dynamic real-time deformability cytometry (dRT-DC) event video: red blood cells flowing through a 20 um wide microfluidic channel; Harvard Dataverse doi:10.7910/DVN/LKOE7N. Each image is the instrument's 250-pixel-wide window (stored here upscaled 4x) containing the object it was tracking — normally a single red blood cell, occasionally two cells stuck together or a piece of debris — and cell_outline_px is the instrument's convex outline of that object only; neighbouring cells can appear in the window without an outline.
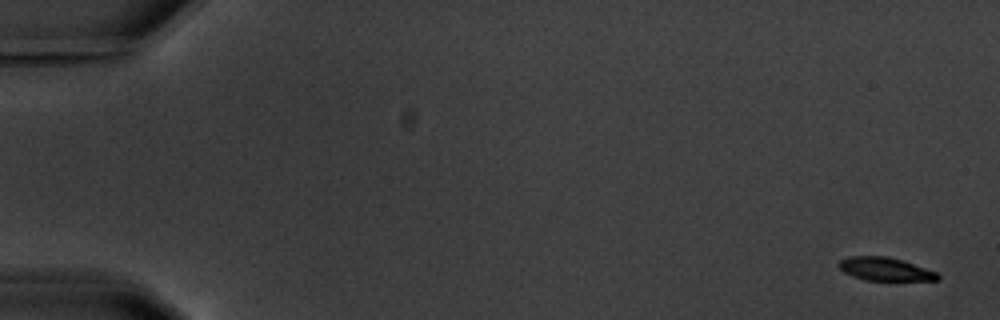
{"species": "common noctule bat (a hibernating species)", "species_latin": "Nyctalus noctula", "temperature_condition": "warm", "stored_images_in_passage": 6, "segment_of_instrument_passage": [1, 2], "camera_frame_rate_fps": 3000, "um_per_image_px": 0.085, "animal": {"sex": "male", "body_mass_g": 20.1, "forearm_length_mm": 53.5}, "frame": {"image": 1, "passage_image": 1, "time_ms": 0.0, "image_size_px": [1000, 320], "cell_outline_px": [[940, 280], [864, 280], [852, 276], [844, 272], [836, 264], [840, 260], [848, 256], [888, 256], [936, 272], [940, 276]], "centroid_in_image_um": [75.17, 22.87], "position_along_channel_um": 9.8, "area_um2": 13.24}}